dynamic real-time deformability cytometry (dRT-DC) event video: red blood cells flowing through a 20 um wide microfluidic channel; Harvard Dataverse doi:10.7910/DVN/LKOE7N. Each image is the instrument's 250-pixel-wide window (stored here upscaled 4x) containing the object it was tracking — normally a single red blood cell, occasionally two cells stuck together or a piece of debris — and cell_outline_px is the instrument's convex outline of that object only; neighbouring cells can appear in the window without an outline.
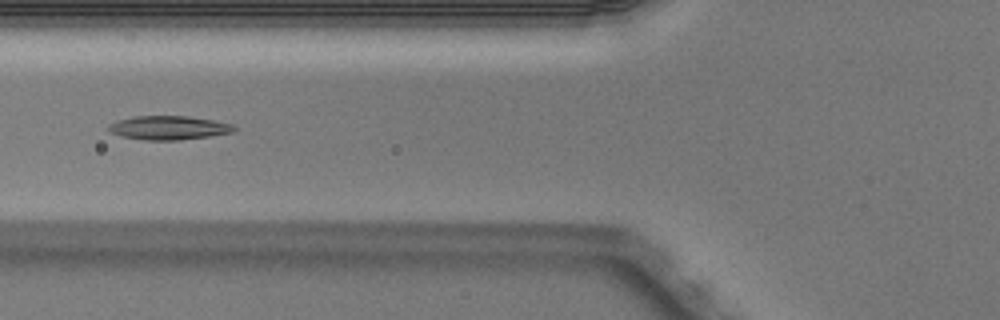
{"species": "Egyptian fruit bat (a non-hibernating species)", "species_latin": "Rousettus aegyptiacus", "temperature_condition": "warm", "stored_images_in_passage": 6, "camera_frame_rate_fps": 3000, "um_per_image_px": 0.085, "animal": {"sex": "male"}, "frame": {"image": 1, "passage_image": 5, "time_ms": 1.333, "image_size_px": [1000, 320], "cell_outline_px": [[236, 128], [232, 132], [208, 136], [180, 140], [144, 140], [124, 136], [112, 132], [108, 128], [108, 124], [116, 120], [132, 116], [188, 116], [212, 120], [232, 124]], "centroid_in_image_um": [14.31, 10.85], "position_along_channel_um": 111.5, "area_um2": 17.28}}
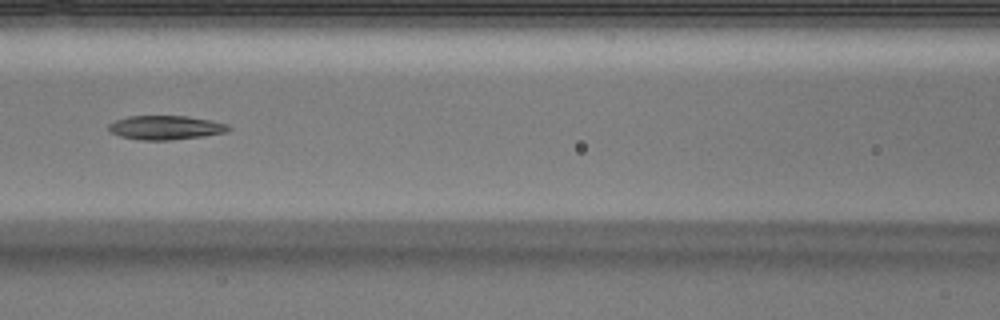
{"frame": {"image": 2, "passage_image": 6, "time_ms": 1.667, "image_size_px": [1000, 320], "cell_outline_px": [[232, 128], [228, 132], [204, 136], [172, 140], [144, 140], [120, 136], [108, 132], [108, 124], [116, 120], [128, 116], [184, 116], [208, 120], [228, 124]], "centroid_in_image_um": [14.07, 10.85], "position_along_channel_um": 152.5, "area_um2": 16.82}}